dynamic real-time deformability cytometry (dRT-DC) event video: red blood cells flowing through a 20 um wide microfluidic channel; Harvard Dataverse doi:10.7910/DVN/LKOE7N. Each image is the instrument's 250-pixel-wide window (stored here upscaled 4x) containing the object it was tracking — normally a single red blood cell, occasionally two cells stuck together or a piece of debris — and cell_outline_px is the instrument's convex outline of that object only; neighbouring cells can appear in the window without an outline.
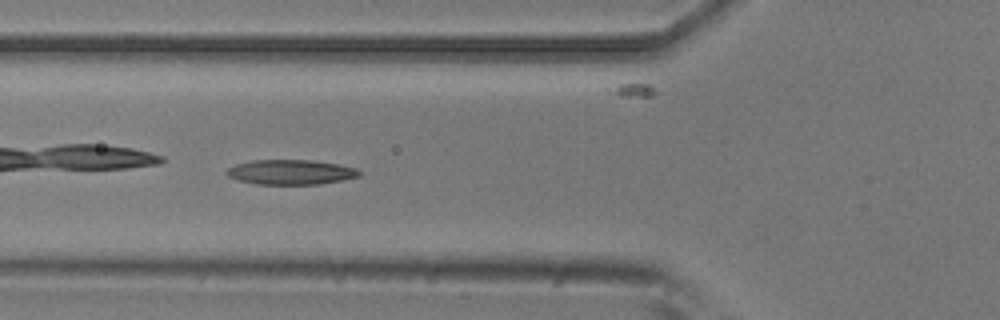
{"species": "common noctule bat (a hibernating species)", "species_latin": "Nyctalus noctula", "temperature_condition": "room temperature", "stored_images_in_passage": 6, "camera_frame_rate_fps": 3000, "um_per_image_px": 0.085, "animal": {"sex": "male", "body_mass_g": 20.5, "forearm_length_mm": 52.5}, "frame": {"image": 1, "passage_image": 5, "time_ms": 1.333, "image_size_px": [1000, 320], "cell_outline_px": [[360, 176], [320, 184], [256, 184], [236, 180], [228, 176], [224, 172], [228, 168], [236, 164], [252, 160], [312, 160], [336, 164], [356, 168], [360, 172]], "centroid_in_image_um": [24.66, 14.63], "position_along_channel_um": 101.1, "area_um2": 19.13}}
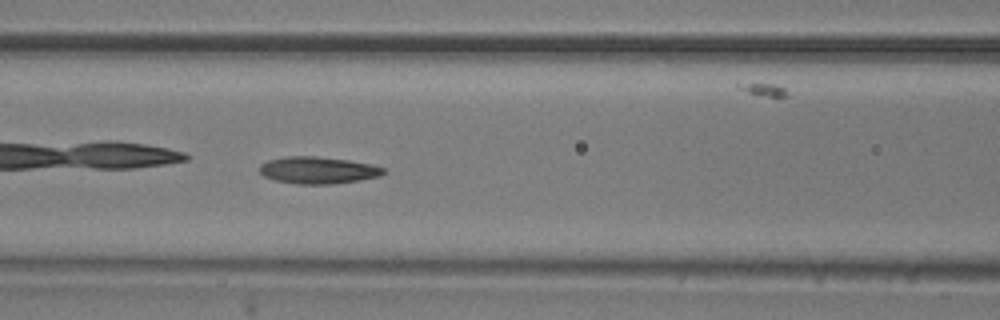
{"frame": {"image": 2, "passage_image": 6, "time_ms": 1.667, "image_size_px": [1000, 320], "cell_outline_px": [[388, 172], [380, 176], [360, 180], [328, 184], [300, 184], [276, 180], [264, 176], [260, 172], [260, 164], [268, 160], [284, 156], [316, 156], [348, 160], [372, 164], [384, 168]], "centroid_in_image_um": [27.05, 14.46], "position_along_channel_um": 139.5, "area_um2": 19.48}}